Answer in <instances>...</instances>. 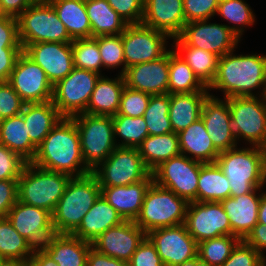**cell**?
<instances>
[{"instance_id":"cell-18","label":"cell","mask_w":266,"mask_h":266,"mask_svg":"<svg viewBox=\"0 0 266 266\" xmlns=\"http://www.w3.org/2000/svg\"><path fill=\"white\" fill-rule=\"evenodd\" d=\"M6 217L34 248H41L55 234L52 214L45 209L18 200Z\"/></svg>"},{"instance_id":"cell-49","label":"cell","mask_w":266,"mask_h":266,"mask_svg":"<svg viewBox=\"0 0 266 266\" xmlns=\"http://www.w3.org/2000/svg\"><path fill=\"white\" fill-rule=\"evenodd\" d=\"M219 0H183L186 23L210 20L216 15Z\"/></svg>"},{"instance_id":"cell-8","label":"cell","mask_w":266,"mask_h":266,"mask_svg":"<svg viewBox=\"0 0 266 266\" xmlns=\"http://www.w3.org/2000/svg\"><path fill=\"white\" fill-rule=\"evenodd\" d=\"M17 20L22 49L37 42L73 41L50 3H32Z\"/></svg>"},{"instance_id":"cell-46","label":"cell","mask_w":266,"mask_h":266,"mask_svg":"<svg viewBox=\"0 0 266 266\" xmlns=\"http://www.w3.org/2000/svg\"><path fill=\"white\" fill-rule=\"evenodd\" d=\"M151 94L133 90L125 86L117 114L140 117L148 107Z\"/></svg>"},{"instance_id":"cell-28","label":"cell","mask_w":266,"mask_h":266,"mask_svg":"<svg viewBox=\"0 0 266 266\" xmlns=\"http://www.w3.org/2000/svg\"><path fill=\"white\" fill-rule=\"evenodd\" d=\"M125 86L124 76L121 74L111 79L105 75L100 76L85 114L115 116L118 113Z\"/></svg>"},{"instance_id":"cell-56","label":"cell","mask_w":266,"mask_h":266,"mask_svg":"<svg viewBox=\"0 0 266 266\" xmlns=\"http://www.w3.org/2000/svg\"><path fill=\"white\" fill-rule=\"evenodd\" d=\"M244 241L258 251L266 261V225L257 223L252 231L247 235ZM264 250V251H263Z\"/></svg>"},{"instance_id":"cell-63","label":"cell","mask_w":266,"mask_h":266,"mask_svg":"<svg viewBox=\"0 0 266 266\" xmlns=\"http://www.w3.org/2000/svg\"><path fill=\"white\" fill-rule=\"evenodd\" d=\"M197 266H211L206 262H203L199 259V257L197 256Z\"/></svg>"},{"instance_id":"cell-59","label":"cell","mask_w":266,"mask_h":266,"mask_svg":"<svg viewBox=\"0 0 266 266\" xmlns=\"http://www.w3.org/2000/svg\"><path fill=\"white\" fill-rule=\"evenodd\" d=\"M29 264L31 266H59L42 248H34Z\"/></svg>"},{"instance_id":"cell-64","label":"cell","mask_w":266,"mask_h":266,"mask_svg":"<svg viewBox=\"0 0 266 266\" xmlns=\"http://www.w3.org/2000/svg\"><path fill=\"white\" fill-rule=\"evenodd\" d=\"M32 3H51L53 0H31Z\"/></svg>"},{"instance_id":"cell-9","label":"cell","mask_w":266,"mask_h":266,"mask_svg":"<svg viewBox=\"0 0 266 266\" xmlns=\"http://www.w3.org/2000/svg\"><path fill=\"white\" fill-rule=\"evenodd\" d=\"M227 100L237 142L244 140L266 148L265 96L230 97Z\"/></svg>"},{"instance_id":"cell-23","label":"cell","mask_w":266,"mask_h":266,"mask_svg":"<svg viewBox=\"0 0 266 266\" xmlns=\"http://www.w3.org/2000/svg\"><path fill=\"white\" fill-rule=\"evenodd\" d=\"M262 189L255 188L251 193L220 202L230 221L231 236L244 240L257 225Z\"/></svg>"},{"instance_id":"cell-25","label":"cell","mask_w":266,"mask_h":266,"mask_svg":"<svg viewBox=\"0 0 266 266\" xmlns=\"http://www.w3.org/2000/svg\"><path fill=\"white\" fill-rule=\"evenodd\" d=\"M152 183L151 173L146 179L134 184L101 187V195L124 221H135L140 213L145 194Z\"/></svg>"},{"instance_id":"cell-60","label":"cell","mask_w":266,"mask_h":266,"mask_svg":"<svg viewBox=\"0 0 266 266\" xmlns=\"http://www.w3.org/2000/svg\"><path fill=\"white\" fill-rule=\"evenodd\" d=\"M258 223L266 225V191L262 192L259 212H258Z\"/></svg>"},{"instance_id":"cell-54","label":"cell","mask_w":266,"mask_h":266,"mask_svg":"<svg viewBox=\"0 0 266 266\" xmlns=\"http://www.w3.org/2000/svg\"><path fill=\"white\" fill-rule=\"evenodd\" d=\"M18 201V179L0 180V218H5Z\"/></svg>"},{"instance_id":"cell-33","label":"cell","mask_w":266,"mask_h":266,"mask_svg":"<svg viewBox=\"0 0 266 266\" xmlns=\"http://www.w3.org/2000/svg\"><path fill=\"white\" fill-rule=\"evenodd\" d=\"M172 39L174 42L171 49L191 67L199 80L209 87L215 79L219 57L209 51L187 46L178 37Z\"/></svg>"},{"instance_id":"cell-45","label":"cell","mask_w":266,"mask_h":266,"mask_svg":"<svg viewBox=\"0 0 266 266\" xmlns=\"http://www.w3.org/2000/svg\"><path fill=\"white\" fill-rule=\"evenodd\" d=\"M94 38L98 43L103 69H115L123 66L119 72V74L123 75L125 73V60L122 33L119 35L98 36Z\"/></svg>"},{"instance_id":"cell-40","label":"cell","mask_w":266,"mask_h":266,"mask_svg":"<svg viewBox=\"0 0 266 266\" xmlns=\"http://www.w3.org/2000/svg\"><path fill=\"white\" fill-rule=\"evenodd\" d=\"M112 120L115 142L119 147L138 148L142 141L149 135L143 116L130 117L116 114L112 116Z\"/></svg>"},{"instance_id":"cell-39","label":"cell","mask_w":266,"mask_h":266,"mask_svg":"<svg viewBox=\"0 0 266 266\" xmlns=\"http://www.w3.org/2000/svg\"><path fill=\"white\" fill-rule=\"evenodd\" d=\"M34 247L5 218H0V260L29 263Z\"/></svg>"},{"instance_id":"cell-48","label":"cell","mask_w":266,"mask_h":266,"mask_svg":"<svg viewBox=\"0 0 266 266\" xmlns=\"http://www.w3.org/2000/svg\"><path fill=\"white\" fill-rule=\"evenodd\" d=\"M265 260L261 254L244 240L233 248L230 257L221 266H263Z\"/></svg>"},{"instance_id":"cell-5","label":"cell","mask_w":266,"mask_h":266,"mask_svg":"<svg viewBox=\"0 0 266 266\" xmlns=\"http://www.w3.org/2000/svg\"><path fill=\"white\" fill-rule=\"evenodd\" d=\"M70 179L66 173L46 170L27 162L18 179V200L52 214Z\"/></svg>"},{"instance_id":"cell-7","label":"cell","mask_w":266,"mask_h":266,"mask_svg":"<svg viewBox=\"0 0 266 266\" xmlns=\"http://www.w3.org/2000/svg\"><path fill=\"white\" fill-rule=\"evenodd\" d=\"M71 118L75 121L80 136L85 165L93 171L117 147L112 116L82 113Z\"/></svg>"},{"instance_id":"cell-31","label":"cell","mask_w":266,"mask_h":266,"mask_svg":"<svg viewBox=\"0 0 266 266\" xmlns=\"http://www.w3.org/2000/svg\"><path fill=\"white\" fill-rule=\"evenodd\" d=\"M209 91L170 94L169 119L176 134L201 117L203 103Z\"/></svg>"},{"instance_id":"cell-50","label":"cell","mask_w":266,"mask_h":266,"mask_svg":"<svg viewBox=\"0 0 266 266\" xmlns=\"http://www.w3.org/2000/svg\"><path fill=\"white\" fill-rule=\"evenodd\" d=\"M25 102L8 82H0V115L3 119L17 116Z\"/></svg>"},{"instance_id":"cell-44","label":"cell","mask_w":266,"mask_h":266,"mask_svg":"<svg viewBox=\"0 0 266 266\" xmlns=\"http://www.w3.org/2000/svg\"><path fill=\"white\" fill-rule=\"evenodd\" d=\"M72 53L75 68L93 71L103 76V63L94 37L74 39Z\"/></svg>"},{"instance_id":"cell-42","label":"cell","mask_w":266,"mask_h":266,"mask_svg":"<svg viewBox=\"0 0 266 266\" xmlns=\"http://www.w3.org/2000/svg\"><path fill=\"white\" fill-rule=\"evenodd\" d=\"M170 94L151 95L143 114L149 135H165L173 132L169 119Z\"/></svg>"},{"instance_id":"cell-38","label":"cell","mask_w":266,"mask_h":266,"mask_svg":"<svg viewBox=\"0 0 266 266\" xmlns=\"http://www.w3.org/2000/svg\"><path fill=\"white\" fill-rule=\"evenodd\" d=\"M171 48H169L168 94L209 91L191 67Z\"/></svg>"},{"instance_id":"cell-15","label":"cell","mask_w":266,"mask_h":266,"mask_svg":"<svg viewBox=\"0 0 266 266\" xmlns=\"http://www.w3.org/2000/svg\"><path fill=\"white\" fill-rule=\"evenodd\" d=\"M25 103H44L53 98V85L45 71L22 52L7 81Z\"/></svg>"},{"instance_id":"cell-47","label":"cell","mask_w":266,"mask_h":266,"mask_svg":"<svg viewBox=\"0 0 266 266\" xmlns=\"http://www.w3.org/2000/svg\"><path fill=\"white\" fill-rule=\"evenodd\" d=\"M26 164L18 153L0 143V180L19 179Z\"/></svg>"},{"instance_id":"cell-4","label":"cell","mask_w":266,"mask_h":266,"mask_svg":"<svg viewBox=\"0 0 266 266\" xmlns=\"http://www.w3.org/2000/svg\"><path fill=\"white\" fill-rule=\"evenodd\" d=\"M100 195L101 187L92 172L71 177L52 213L55 233L72 234Z\"/></svg>"},{"instance_id":"cell-32","label":"cell","mask_w":266,"mask_h":266,"mask_svg":"<svg viewBox=\"0 0 266 266\" xmlns=\"http://www.w3.org/2000/svg\"><path fill=\"white\" fill-rule=\"evenodd\" d=\"M91 25V37L119 35L128 23L108 4L107 0H85Z\"/></svg>"},{"instance_id":"cell-12","label":"cell","mask_w":266,"mask_h":266,"mask_svg":"<svg viewBox=\"0 0 266 266\" xmlns=\"http://www.w3.org/2000/svg\"><path fill=\"white\" fill-rule=\"evenodd\" d=\"M201 164L200 161L180 154L164 161L151 172L153 182L173 191L188 203L197 201Z\"/></svg>"},{"instance_id":"cell-21","label":"cell","mask_w":266,"mask_h":266,"mask_svg":"<svg viewBox=\"0 0 266 266\" xmlns=\"http://www.w3.org/2000/svg\"><path fill=\"white\" fill-rule=\"evenodd\" d=\"M201 118L213 145L219 152L237 146L239 142L233 131L227 99H220L210 93L203 103Z\"/></svg>"},{"instance_id":"cell-65","label":"cell","mask_w":266,"mask_h":266,"mask_svg":"<svg viewBox=\"0 0 266 266\" xmlns=\"http://www.w3.org/2000/svg\"><path fill=\"white\" fill-rule=\"evenodd\" d=\"M2 122H3V118L0 115V125H1Z\"/></svg>"},{"instance_id":"cell-11","label":"cell","mask_w":266,"mask_h":266,"mask_svg":"<svg viewBox=\"0 0 266 266\" xmlns=\"http://www.w3.org/2000/svg\"><path fill=\"white\" fill-rule=\"evenodd\" d=\"M100 74L74 68L69 75L53 86V104L62 117L71 118L86 112Z\"/></svg>"},{"instance_id":"cell-22","label":"cell","mask_w":266,"mask_h":266,"mask_svg":"<svg viewBox=\"0 0 266 266\" xmlns=\"http://www.w3.org/2000/svg\"><path fill=\"white\" fill-rule=\"evenodd\" d=\"M123 76L130 89L151 95L168 94L169 50L157 60L128 67Z\"/></svg>"},{"instance_id":"cell-62","label":"cell","mask_w":266,"mask_h":266,"mask_svg":"<svg viewBox=\"0 0 266 266\" xmlns=\"http://www.w3.org/2000/svg\"><path fill=\"white\" fill-rule=\"evenodd\" d=\"M177 266H197V257H195L192 260L186 261L181 263L180 265Z\"/></svg>"},{"instance_id":"cell-55","label":"cell","mask_w":266,"mask_h":266,"mask_svg":"<svg viewBox=\"0 0 266 266\" xmlns=\"http://www.w3.org/2000/svg\"><path fill=\"white\" fill-rule=\"evenodd\" d=\"M22 47H0V82H7L14 69Z\"/></svg>"},{"instance_id":"cell-13","label":"cell","mask_w":266,"mask_h":266,"mask_svg":"<svg viewBox=\"0 0 266 266\" xmlns=\"http://www.w3.org/2000/svg\"><path fill=\"white\" fill-rule=\"evenodd\" d=\"M169 39L166 33L142 23L128 24L122 32L125 72L128 67L162 57L169 50Z\"/></svg>"},{"instance_id":"cell-2","label":"cell","mask_w":266,"mask_h":266,"mask_svg":"<svg viewBox=\"0 0 266 266\" xmlns=\"http://www.w3.org/2000/svg\"><path fill=\"white\" fill-rule=\"evenodd\" d=\"M34 165L71 177L82 176L91 171L83 160L80 136L75 121L62 117L37 147Z\"/></svg>"},{"instance_id":"cell-6","label":"cell","mask_w":266,"mask_h":266,"mask_svg":"<svg viewBox=\"0 0 266 266\" xmlns=\"http://www.w3.org/2000/svg\"><path fill=\"white\" fill-rule=\"evenodd\" d=\"M187 206L185 199L153 182L134 222L146 234L153 229L178 226L185 223Z\"/></svg>"},{"instance_id":"cell-1","label":"cell","mask_w":266,"mask_h":266,"mask_svg":"<svg viewBox=\"0 0 266 266\" xmlns=\"http://www.w3.org/2000/svg\"><path fill=\"white\" fill-rule=\"evenodd\" d=\"M233 52H228L219 58L215 79L208 90L222 91L225 99L265 96L266 55H257V53L235 55ZM256 89L260 91L256 93Z\"/></svg>"},{"instance_id":"cell-52","label":"cell","mask_w":266,"mask_h":266,"mask_svg":"<svg viewBox=\"0 0 266 266\" xmlns=\"http://www.w3.org/2000/svg\"><path fill=\"white\" fill-rule=\"evenodd\" d=\"M129 266H165L155 246L146 237L133 253Z\"/></svg>"},{"instance_id":"cell-29","label":"cell","mask_w":266,"mask_h":266,"mask_svg":"<svg viewBox=\"0 0 266 266\" xmlns=\"http://www.w3.org/2000/svg\"><path fill=\"white\" fill-rule=\"evenodd\" d=\"M181 154L202 163H215L220 152L212 143L200 117L178 133Z\"/></svg>"},{"instance_id":"cell-17","label":"cell","mask_w":266,"mask_h":266,"mask_svg":"<svg viewBox=\"0 0 266 266\" xmlns=\"http://www.w3.org/2000/svg\"><path fill=\"white\" fill-rule=\"evenodd\" d=\"M165 266H177L197 257L198 243L185 224L161 227L147 233Z\"/></svg>"},{"instance_id":"cell-61","label":"cell","mask_w":266,"mask_h":266,"mask_svg":"<svg viewBox=\"0 0 266 266\" xmlns=\"http://www.w3.org/2000/svg\"><path fill=\"white\" fill-rule=\"evenodd\" d=\"M0 266H26V263H21L18 261L0 260Z\"/></svg>"},{"instance_id":"cell-20","label":"cell","mask_w":266,"mask_h":266,"mask_svg":"<svg viewBox=\"0 0 266 266\" xmlns=\"http://www.w3.org/2000/svg\"><path fill=\"white\" fill-rule=\"evenodd\" d=\"M146 237L147 234L134 221H123L106 230L91 244L101 254L129 262Z\"/></svg>"},{"instance_id":"cell-37","label":"cell","mask_w":266,"mask_h":266,"mask_svg":"<svg viewBox=\"0 0 266 266\" xmlns=\"http://www.w3.org/2000/svg\"><path fill=\"white\" fill-rule=\"evenodd\" d=\"M230 197V183L218 164L202 163L197 202H221Z\"/></svg>"},{"instance_id":"cell-19","label":"cell","mask_w":266,"mask_h":266,"mask_svg":"<svg viewBox=\"0 0 266 266\" xmlns=\"http://www.w3.org/2000/svg\"><path fill=\"white\" fill-rule=\"evenodd\" d=\"M23 52L38 64L54 86L75 68L72 42H37L28 44Z\"/></svg>"},{"instance_id":"cell-51","label":"cell","mask_w":266,"mask_h":266,"mask_svg":"<svg viewBox=\"0 0 266 266\" xmlns=\"http://www.w3.org/2000/svg\"><path fill=\"white\" fill-rule=\"evenodd\" d=\"M107 2L128 24L142 22L144 0H107Z\"/></svg>"},{"instance_id":"cell-10","label":"cell","mask_w":266,"mask_h":266,"mask_svg":"<svg viewBox=\"0 0 266 266\" xmlns=\"http://www.w3.org/2000/svg\"><path fill=\"white\" fill-rule=\"evenodd\" d=\"M91 172L96 176L100 187L134 184L151 174L138 148L119 146Z\"/></svg>"},{"instance_id":"cell-53","label":"cell","mask_w":266,"mask_h":266,"mask_svg":"<svg viewBox=\"0 0 266 266\" xmlns=\"http://www.w3.org/2000/svg\"><path fill=\"white\" fill-rule=\"evenodd\" d=\"M0 47H22L17 18L9 15L0 16Z\"/></svg>"},{"instance_id":"cell-3","label":"cell","mask_w":266,"mask_h":266,"mask_svg":"<svg viewBox=\"0 0 266 266\" xmlns=\"http://www.w3.org/2000/svg\"><path fill=\"white\" fill-rule=\"evenodd\" d=\"M216 163L230 183V197L251 193L266 185V148L238 146L220 152Z\"/></svg>"},{"instance_id":"cell-34","label":"cell","mask_w":266,"mask_h":266,"mask_svg":"<svg viewBox=\"0 0 266 266\" xmlns=\"http://www.w3.org/2000/svg\"><path fill=\"white\" fill-rule=\"evenodd\" d=\"M139 153L152 172L164 161L181 154L178 134L148 135L138 147Z\"/></svg>"},{"instance_id":"cell-26","label":"cell","mask_w":266,"mask_h":266,"mask_svg":"<svg viewBox=\"0 0 266 266\" xmlns=\"http://www.w3.org/2000/svg\"><path fill=\"white\" fill-rule=\"evenodd\" d=\"M123 221L118 212L100 195L72 235L93 243L106 230Z\"/></svg>"},{"instance_id":"cell-43","label":"cell","mask_w":266,"mask_h":266,"mask_svg":"<svg viewBox=\"0 0 266 266\" xmlns=\"http://www.w3.org/2000/svg\"><path fill=\"white\" fill-rule=\"evenodd\" d=\"M239 241L237 236L222 235L199 242L197 256L211 266H221L230 257Z\"/></svg>"},{"instance_id":"cell-30","label":"cell","mask_w":266,"mask_h":266,"mask_svg":"<svg viewBox=\"0 0 266 266\" xmlns=\"http://www.w3.org/2000/svg\"><path fill=\"white\" fill-rule=\"evenodd\" d=\"M30 141L38 147L62 118L53 101L25 103L22 112Z\"/></svg>"},{"instance_id":"cell-24","label":"cell","mask_w":266,"mask_h":266,"mask_svg":"<svg viewBox=\"0 0 266 266\" xmlns=\"http://www.w3.org/2000/svg\"><path fill=\"white\" fill-rule=\"evenodd\" d=\"M141 23L166 33L172 40L186 24L183 0H144Z\"/></svg>"},{"instance_id":"cell-16","label":"cell","mask_w":266,"mask_h":266,"mask_svg":"<svg viewBox=\"0 0 266 266\" xmlns=\"http://www.w3.org/2000/svg\"><path fill=\"white\" fill-rule=\"evenodd\" d=\"M184 224L197 243L222 235L231 236L230 221L220 202L188 203Z\"/></svg>"},{"instance_id":"cell-57","label":"cell","mask_w":266,"mask_h":266,"mask_svg":"<svg viewBox=\"0 0 266 266\" xmlns=\"http://www.w3.org/2000/svg\"><path fill=\"white\" fill-rule=\"evenodd\" d=\"M87 266H129L128 262L97 252L90 248L87 256Z\"/></svg>"},{"instance_id":"cell-41","label":"cell","mask_w":266,"mask_h":266,"mask_svg":"<svg viewBox=\"0 0 266 266\" xmlns=\"http://www.w3.org/2000/svg\"><path fill=\"white\" fill-rule=\"evenodd\" d=\"M250 7L244 0H219L216 14L229 22L227 26L241 39L246 26L256 21Z\"/></svg>"},{"instance_id":"cell-14","label":"cell","mask_w":266,"mask_h":266,"mask_svg":"<svg viewBox=\"0 0 266 266\" xmlns=\"http://www.w3.org/2000/svg\"><path fill=\"white\" fill-rule=\"evenodd\" d=\"M185 45L209 51L219 58L238 48L240 38L226 25L209 20L188 22L177 36Z\"/></svg>"},{"instance_id":"cell-35","label":"cell","mask_w":266,"mask_h":266,"mask_svg":"<svg viewBox=\"0 0 266 266\" xmlns=\"http://www.w3.org/2000/svg\"><path fill=\"white\" fill-rule=\"evenodd\" d=\"M50 4L73 40L91 37L85 0H53Z\"/></svg>"},{"instance_id":"cell-58","label":"cell","mask_w":266,"mask_h":266,"mask_svg":"<svg viewBox=\"0 0 266 266\" xmlns=\"http://www.w3.org/2000/svg\"><path fill=\"white\" fill-rule=\"evenodd\" d=\"M31 4V0H0V9L3 15L17 18Z\"/></svg>"},{"instance_id":"cell-36","label":"cell","mask_w":266,"mask_h":266,"mask_svg":"<svg viewBox=\"0 0 266 266\" xmlns=\"http://www.w3.org/2000/svg\"><path fill=\"white\" fill-rule=\"evenodd\" d=\"M0 143L27 162H31L36 156L37 147L29 139L21 114L3 119L0 125Z\"/></svg>"},{"instance_id":"cell-27","label":"cell","mask_w":266,"mask_h":266,"mask_svg":"<svg viewBox=\"0 0 266 266\" xmlns=\"http://www.w3.org/2000/svg\"><path fill=\"white\" fill-rule=\"evenodd\" d=\"M92 244L72 234H54L41 247L59 266H87Z\"/></svg>"}]
</instances>
